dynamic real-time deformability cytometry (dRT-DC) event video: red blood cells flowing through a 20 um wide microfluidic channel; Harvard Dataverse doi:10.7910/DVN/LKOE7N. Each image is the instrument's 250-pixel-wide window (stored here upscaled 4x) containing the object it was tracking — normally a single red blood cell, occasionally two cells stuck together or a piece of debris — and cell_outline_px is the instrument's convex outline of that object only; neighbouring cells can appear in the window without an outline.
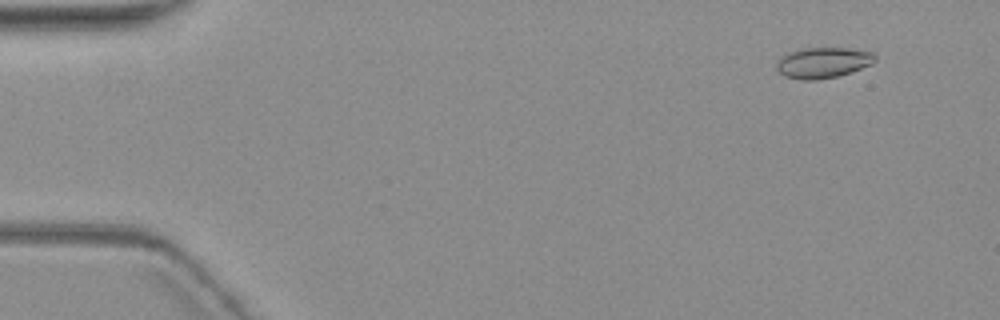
{"species": "common noctule bat (a hibernating species)", "species_latin": "Nyctalus noctula", "temperature_condition": "warm", "stored_images_in_passage": 5, "camera_frame_rate_fps": 3000, "um_per_image_px": 0.085, "animal": {"sex": "female", "body_mass_g": 19.3, "forearm_length_mm": 54.1}, "frame": {"image": 1, "passage_image": 2, "time_ms": 1.333, "image_size_px": [1000, 320], "cell_outline_px": [[876, 60], [872, 64], [836, 76], [816, 80], [804, 80], [784, 76], [776, 68], [776, 60], [780, 56], [788, 52], [804, 48], [848, 48], [872, 52], [876, 56]], "centroid_in_image_um": [69.91, 5.31], "position_along_channel_um": 15.1, "area_um2": 17.57}}